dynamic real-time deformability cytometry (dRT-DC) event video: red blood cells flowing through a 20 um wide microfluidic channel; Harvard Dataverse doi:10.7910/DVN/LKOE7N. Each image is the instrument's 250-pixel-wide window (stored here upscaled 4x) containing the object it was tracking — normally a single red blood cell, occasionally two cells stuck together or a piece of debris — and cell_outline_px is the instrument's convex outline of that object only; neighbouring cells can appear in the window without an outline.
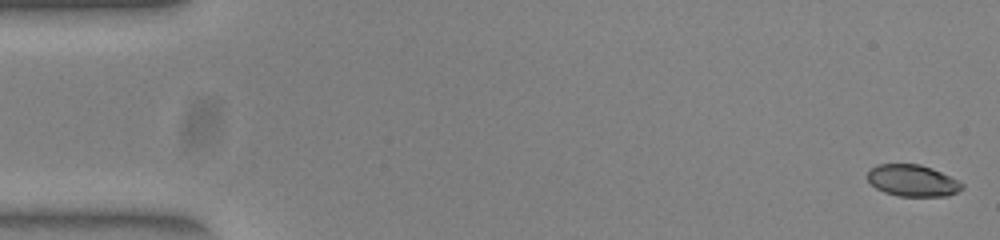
{"species": "common noctule bat (a hibernating species)", "species_latin": "Nyctalus noctula", "temperature_condition": "warm", "stored_images_in_passage": 52, "camera_frame_rate_fps": 3000, "um_per_image_px": 0.085, "animal": {"sex": "female", "body_mass_g": 23.0, "forearm_length_mm": 53.4}, "frame": {"image": 1, "passage_image": 1, "time_ms": 0.0, "image_size_px": [1000, 240], "cell_outline_px": [[964, 188], [948, 196], [896, 196], [884, 192], [876, 188], [868, 180], [868, 172], [876, 164], [920, 164], [932, 168], [964, 184]], "centroid_in_image_um": [77.56, 15.35], "position_along_channel_um": 7.4, "area_um2": 17.34}}
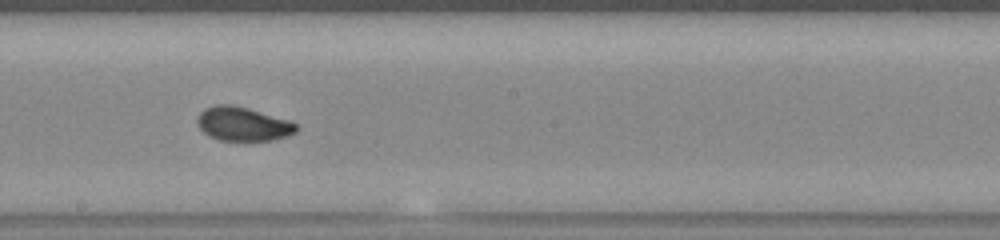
{"frame": {"image": 2, "passage_image": 29, "time_ms": 9.333, "image_size_px": [1000, 240], "cell_outline_px": [[296, 132], [272, 140], [220, 140], [204, 132], [200, 128], [196, 120], [196, 116], [204, 108], [216, 104], [232, 104], [248, 108], [292, 120], [296, 124]], "centroid_in_image_um": [20.63, 10.51], "position_along_channel_um": 227.6, "area_um2": 19.54}}
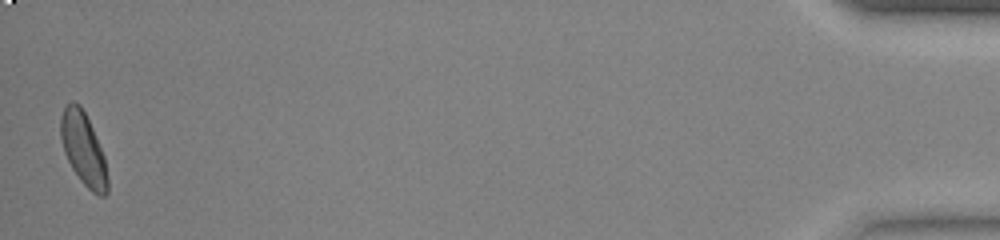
{"frame": {"image": 3, "passage_image": 52, "time_ms": 17.0, "image_size_px": [1000, 240], "cell_outline_px": [[108, 192], [104, 196], [100, 196], [92, 192], [80, 180], [72, 168], [64, 152], [60, 136], [60, 116], [64, 108], [72, 100], [80, 104], [92, 128], [104, 156], [108, 180]], "centroid_in_image_um": [7.08, 12.67], "position_along_channel_um": 428.1, "area_um2": 19.71}, "authors_computed_cell_mechanics": {"area_um2": 19.4786, "velocity_mm_per_s": 3.8912, "shape_relaxation_time_tau1_ms": 4.3177, "shape_relaxation_time_tau2_ms": 1.1462, "deformation_change_tau1": 0.1471, "deformation_change_tau2": 0.0533}}